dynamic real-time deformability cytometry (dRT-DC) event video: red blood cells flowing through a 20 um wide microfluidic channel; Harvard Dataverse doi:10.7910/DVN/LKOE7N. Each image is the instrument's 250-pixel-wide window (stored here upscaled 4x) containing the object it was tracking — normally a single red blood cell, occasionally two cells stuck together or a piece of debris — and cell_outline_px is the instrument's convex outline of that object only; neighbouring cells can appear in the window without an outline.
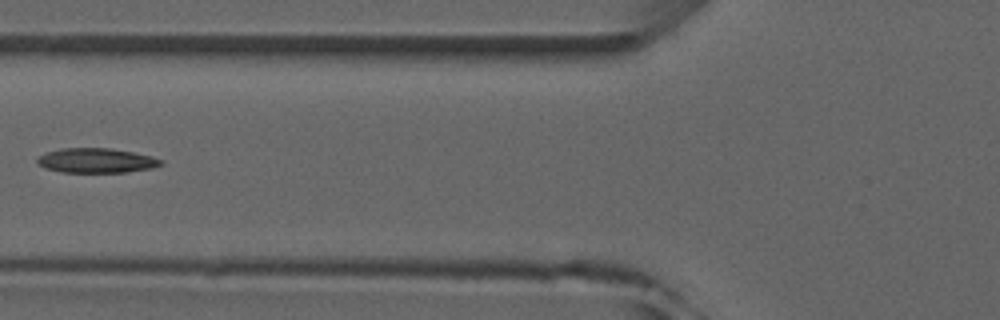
{"species": "common noctule bat (a hibernating species)", "species_latin": "Nyctalus noctula", "temperature_condition": "room temperature", "stored_images_in_passage": 7, "camera_frame_rate_fps": 3000, "um_per_image_px": 0.085, "animal": {"sex": "male", "forearm_length_mm": 52.5}, "frame": {"image": 1, "passage_image": 6, "time_ms": 6.667, "image_size_px": [1000, 320], "cell_outline_px": [[164, 164], [152, 168], [124, 172], [60, 172], [44, 168], [36, 164], [36, 160], [40, 156], [48, 152], [60, 148], [112, 148], [152, 156], [164, 160]], "centroid_in_image_um": [8.19, 13.64], "position_along_channel_um": 117.6, "area_um2": 17.86}}
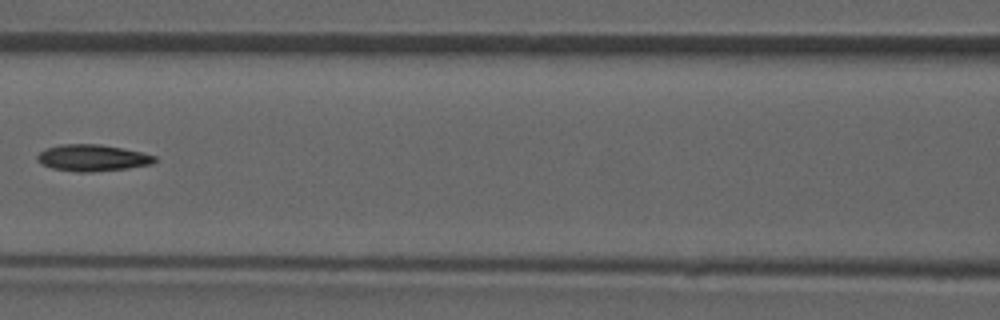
{"frame": {"image": 2, "passage_image": 7, "time_ms": 7.667, "image_size_px": [1000, 320], "cell_outline_px": [[156, 160], [152, 164], [128, 168], [92, 172], [76, 172], [52, 168], [36, 160], [36, 156], [40, 152], [48, 148], [60, 144], [100, 144], [140, 152], [156, 156]], "centroid_in_image_um": [7.85, 13.42], "position_along_channel_um": 158.8, "area_um2": 18.03}}